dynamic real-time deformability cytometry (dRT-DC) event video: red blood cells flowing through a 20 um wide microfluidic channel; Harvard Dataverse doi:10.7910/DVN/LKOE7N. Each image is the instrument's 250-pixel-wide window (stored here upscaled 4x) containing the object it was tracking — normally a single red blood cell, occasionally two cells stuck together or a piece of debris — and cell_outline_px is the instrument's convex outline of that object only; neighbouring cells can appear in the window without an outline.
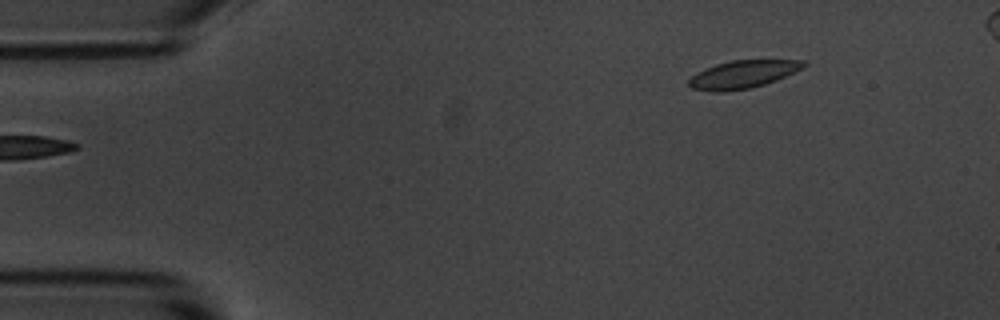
{"species": "common noctule bat (a hibernating species)", "species_latin": "Nyctalus noctula", "temperature_condition": "room temperature", "stored_images_in_passage": 2, "camera_frame_rate_fps": 3000, "um_per_image_px": 0.085, "animal": {"sex": "male", "body_mass_g": 20.1, "forearm_length_mm": 53.5}, "frame": {"image": 1, "passage_image": 2, "time_ms": 1.0, "image_size_px": [1000, 320], "cell_outline_px": [[808, 64], [804, 68], [776, 80], [764, 84], [748, 88], [724, 92], [712, 92], [692, 88], [688, 84], [688, 80], [696, 72], [704, 68], [716, 64], [732, 60], [804, 60]], "centroid_in_image_um": [63.13, 6.31], "position_along_channel_um": 21.9, "area_um2": 18.67}}